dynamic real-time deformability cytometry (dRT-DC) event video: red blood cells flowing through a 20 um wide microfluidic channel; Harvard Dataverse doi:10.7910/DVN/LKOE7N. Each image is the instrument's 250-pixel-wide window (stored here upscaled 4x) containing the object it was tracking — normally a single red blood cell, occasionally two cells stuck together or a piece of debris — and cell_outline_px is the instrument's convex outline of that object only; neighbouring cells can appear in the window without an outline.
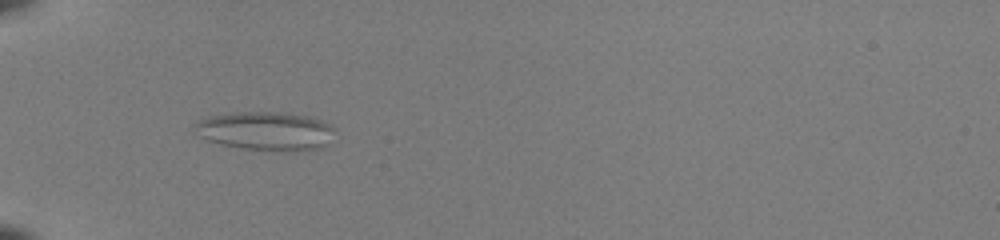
{"species": "common noctule bat (a hibernating species)", "species_latin": "Nyctalus noctula", "temperature_condition": "room temperature", "stored_images_in_passage": 52, "camera_frame_rate_fps": 3000, "um_per_image_px": 0.085, "animal": {"sex": "female", "body_mass_g": 22.0, "forearm_length_mm": 56.7}, "frame": {"image": 1, "passage_image": 19, "time_ms": 6.0, "image_size_px": [1000, 240], "cell_outline_px": [[336, 128], [324, 144], [320, 148], [296, 152], [288, 152], [244, 148], [220, 144], [208, 140], [200, 136], [196, 124], [200, 120], [208, 116], [244, 112], [280, 112], [308, 116], [320, 120]], "centroid_in_image_um": [22.62, 11.14], "position_along_channel_um": 62.4, "area_um2": 31.1}}
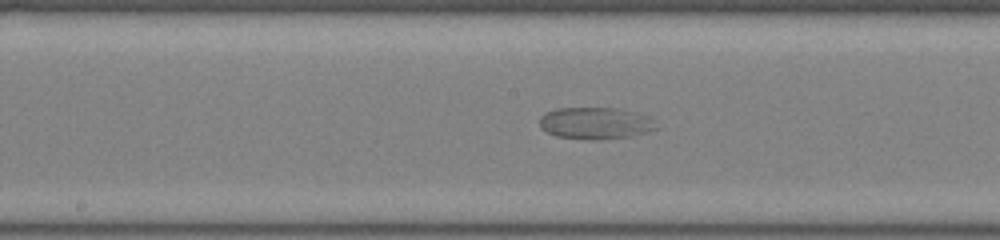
{"frame": {"image": 2, "passage_image": 30, "time_ms": 9.667, "image_size_px": [1000, 240], "cell_outline_px": [[660, 128], [648, 132], [628, 136], [600, 140], [584, 140], [556, 136], [540, 128], [540, 116], [544, 112], [556, 108], [616, 108], [648, 116]], "centroid_in_image_um": [50.58, 10.48], "position_along_channel_um": 197.6, "area_um2": 21.79}}
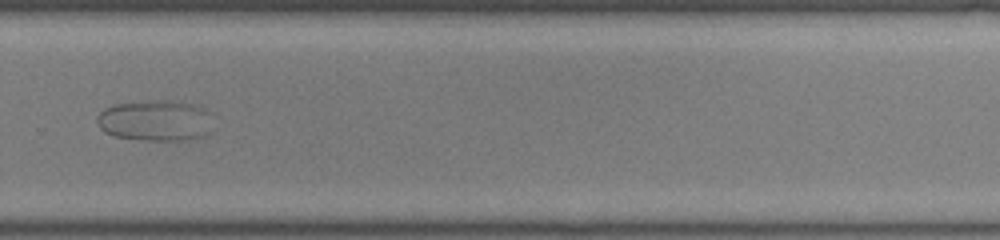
{"frame": {"image": 3, "passage_image": 39, "time_ms": 12.667, "image_size_px": [1000, 240], "cell_outline_px": [[208, 136], [192, 140], [144, 140], [112, 136], [104, 132], [100, 128], [96, 120], [96, 116], [104, 108], [116, 104], [148, 100], [180, 100], [204, 108], [208, 112]], "centroid_in_image_um": [13.17, 10.24], "position_along_channel_um": 316.6, "area_um2": 27.92}}